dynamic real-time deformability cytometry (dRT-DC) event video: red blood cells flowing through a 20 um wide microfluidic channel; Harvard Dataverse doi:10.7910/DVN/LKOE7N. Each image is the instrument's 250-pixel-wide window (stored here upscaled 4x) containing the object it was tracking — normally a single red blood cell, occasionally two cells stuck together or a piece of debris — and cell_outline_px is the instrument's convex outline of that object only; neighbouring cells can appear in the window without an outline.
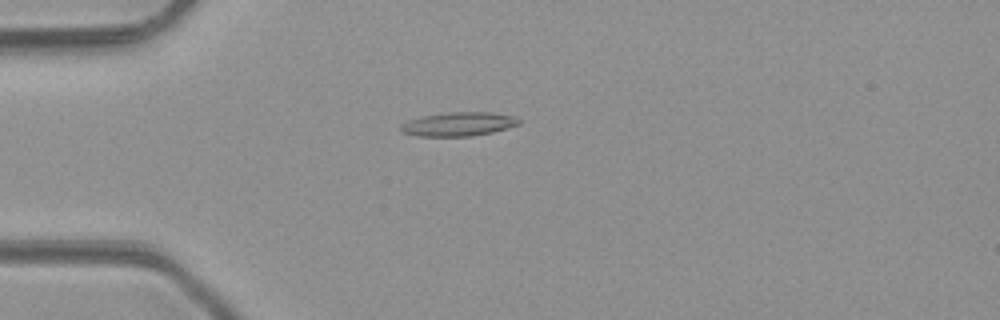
{"species": "common noctule bat (a hibernating species)", "species_latin": "Nyctalus noctula", "temperature_condition": "room temperature", "stored_images_in_passage": 7, "camera_frame_rate_fps": 3000, "um_per_image_px": 0.085, "animal": {"sex": "male", "body_mass_g": 23.1, "forearm_length_mm": 52.7}, "frame": {"image": 1, "passage_image": 4, "time_ms": 3.667, "image_size_px": [1000, 320], "cell_outline_px": [[520, 124], [492, 132], [472, 136], [416, 136], [400, 132], [400, 124], [408, 120], [424, 116], [448, 112], [492, 112], [512, 116], [520, 120]], "centroid_in_image_um": [38.93, 10.55], "position_along_channel_um": 46.1, "area_um2": 16.42}}
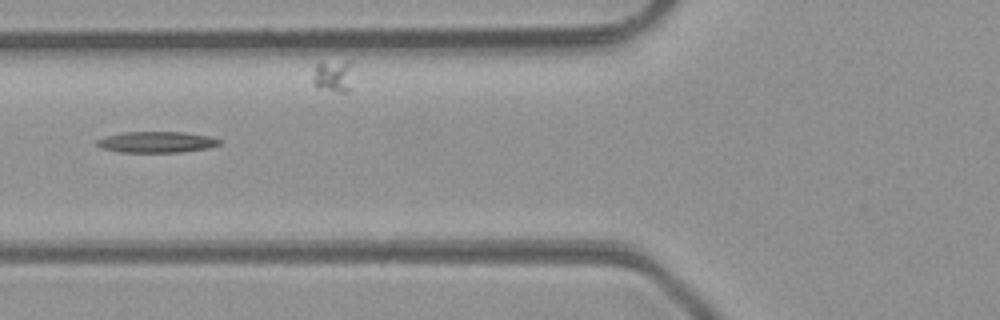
{"frame": {"image": 2, "passage_image": 6, "time_ms": 5.667, "image_size_px": [1000, 320], "cell_outline_px": [[220, 144], [208, 148], [184, 152], [120, 152], [104, 148], [96, 144], [96, 140], [104, 136], [124, 132], [184, 132], [208, 136], [220, 140]], "centroid_in_image_um": [13.3, 12.07], "position_along_channel_um": 112.5, "area_um2": 14.97}}